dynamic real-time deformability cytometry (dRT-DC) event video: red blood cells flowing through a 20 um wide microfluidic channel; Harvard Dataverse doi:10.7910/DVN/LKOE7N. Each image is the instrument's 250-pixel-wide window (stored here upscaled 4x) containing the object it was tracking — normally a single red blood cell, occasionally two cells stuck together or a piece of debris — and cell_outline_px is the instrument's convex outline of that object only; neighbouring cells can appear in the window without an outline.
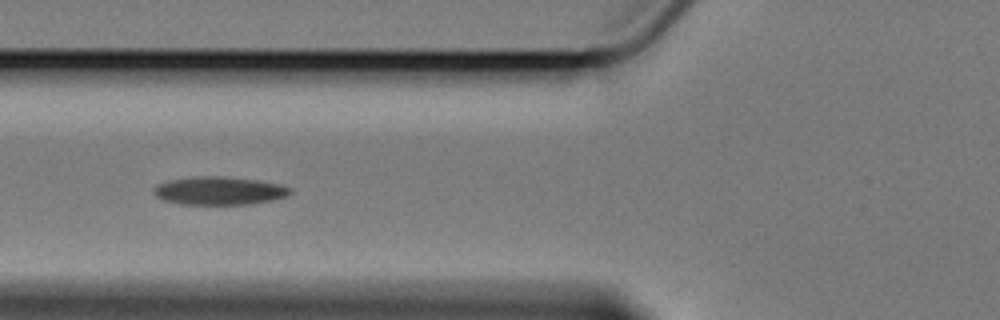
{"species": "Egyptian fruit bat (a non-hibernating species)", "species_latin": "Rousettus aegyptiacus", "temperature_condition": "cold", "stored_images_in_passage": 9, "camera_frame_rate_fps": 3000, "um_per_image_px": 0.085, "animal": {"sex": "female"}, "frame": {"image": 1, "passage_image": 6, "time_ms": 6.0, "image_size_px": [1000, 320], "cell_outline_px": [[292, 192], [288, 196], [272, 200], [252, 204], [180, 204], [164, 200], [156, 196], [152, 192], [152, 188], [156, 184], [168, 180], [196, 176], [220, 176], [256, 180], [280, 184], [292, 188]], "centroid_in_image_um": [18.62, 16.21], "position_along_channel_um": 107.2, "area_um2": 22.54}}
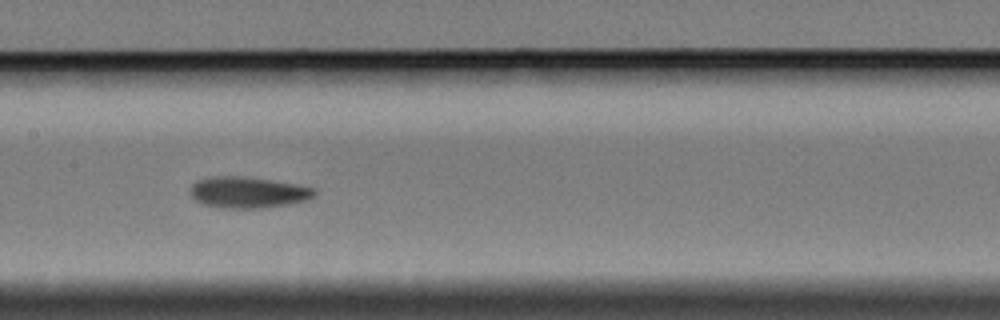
{"frame": {"image": 2, "passage_image": 8, "time_ms": 8.333, "image_size_px": [1000, 320], "cell_outline_px": [[316, 196], [308, 200], [288, 204], [260, 208], [224, 208], [200, 204], [192, 196], [192, 184], [196, 180], [216, 176], [240, 176], [268, 180], [316, 188]], "centroid_in_image_um": [21.09, 16.36], "position_along_channel_um": 186.3, "area_um2": 22.37}}
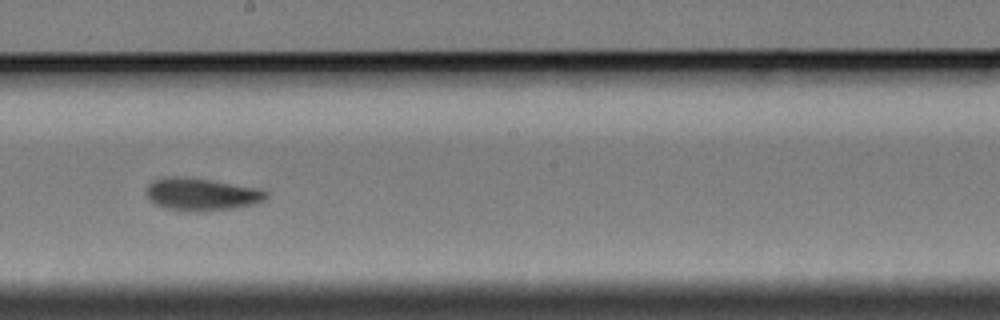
{"frame": {"image": 3, "passage_image": 9, "time_ms": 9.667, "image_size_px": [1000, 320], "cell_outline_px": [[268, 196], [264, 200], [252, 204], [232, 208], [196, 212], [164, 208], [156, 204], [148, 196], [148, 184], [152, 180], [164, 176], [172, 176], [208, 180], [260, 188], [268, 192]], "centroid_in_image_um": [17.13, 16.51], "position_along_channel_um": 231.1, "area_um2": 22.37}}